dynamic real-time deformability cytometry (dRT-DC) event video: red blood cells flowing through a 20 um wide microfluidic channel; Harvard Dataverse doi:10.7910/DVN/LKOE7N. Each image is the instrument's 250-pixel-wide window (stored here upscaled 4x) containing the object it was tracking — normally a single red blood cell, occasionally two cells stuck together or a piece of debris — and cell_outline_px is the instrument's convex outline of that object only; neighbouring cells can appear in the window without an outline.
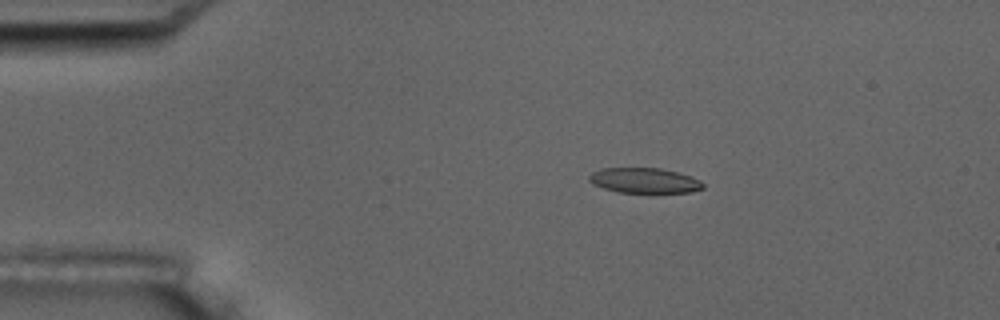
{"species": "common noctule bat (a hibernating species)", "species_latin": "Nyctalus noctula", "temperature_condition": "room temperature", "stored_images_in_passage": 7, "camera_frame_rate_fps": 3000, "um_per_image_px": 0.085, "animal": {"sex": "male", "body_mass_g": 17.5, "forearm_length_mm": 52.3}, "frame": {"image": 1, "passage_image": 2, "time_ms": 1.0, "image_size_px": [1000, 320], "cell_outline_px": [[704, 188], [692, 192], [652, 196], [616, 192], [592, 184], [588, 180], [588, 176], [592, 172], [600, 168], [660, 168], [692, 176], [700, 180], [704, 184]], "centroid_in_image_um": [54.81, 15.4], "position_along_channel_um": 30.2, "area_um2": 17.86}}
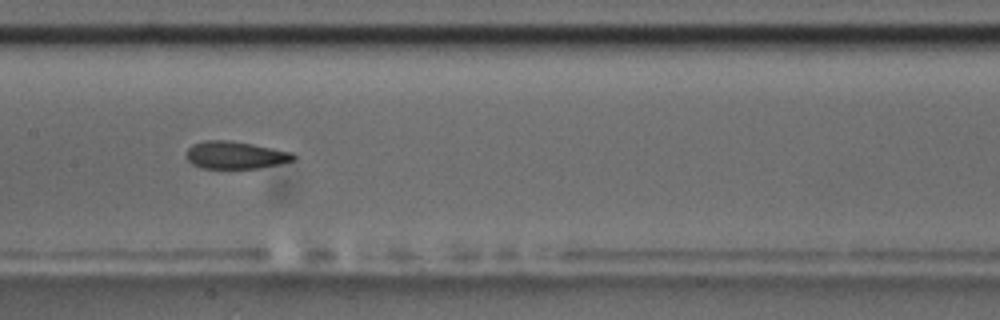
{"frame": {"image": 2, "passage_image": 7, "time_ms": 6.667, "image_size_px": [1000, 320], "cell_outline_px": [[296, 160], [280, 164], [256, 168], [200, 168], [192, 164], [184, 156], [184, 152], [192, 144], [204, 140], [228, 140], [252, 144], [292, 152], [296, 156]], "centroid_in_image_um": [19.97, 13.18], "position_along_channel_um": 187.4, "area_um2": 17.34}}